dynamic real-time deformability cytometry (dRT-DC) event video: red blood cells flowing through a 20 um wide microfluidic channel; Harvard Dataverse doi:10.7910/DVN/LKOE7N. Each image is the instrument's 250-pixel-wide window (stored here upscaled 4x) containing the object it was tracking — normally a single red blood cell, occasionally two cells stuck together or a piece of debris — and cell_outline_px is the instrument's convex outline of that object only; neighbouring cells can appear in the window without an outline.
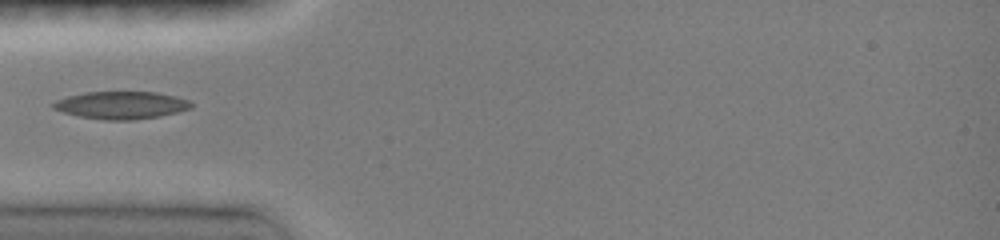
{"species": "common noctule bat (a hibernating species)", "species_latin": "Nyctalus noctula", "temperature_condition": "room temperature", "stored_images_in_passage": 43, "camera_frame_rate_fps": 3000, "um_per_image_px": 0.085, "animal": {"sex": "female", "body_mass_g": 19.0, "forearm_length_mm": 51.5}, "frame": {"image": 1, "passage_image": 1, "time_ms": 0.0, "image_size_px": [1000, 240], "cell_outline_px": [[192, 108], [160, 116], [132, 120], [104, 120], [80, 116], [64, 112], [52, 108], [48, 104], [56, 100], [68, 96], [84, 92], [156, 92], [176, 96], [188, 100], [192, 104]], "centroid_in_image_um": [10.28, 8.93], "position_along_channel_um": 74.7, "area_um2": 22.14}}
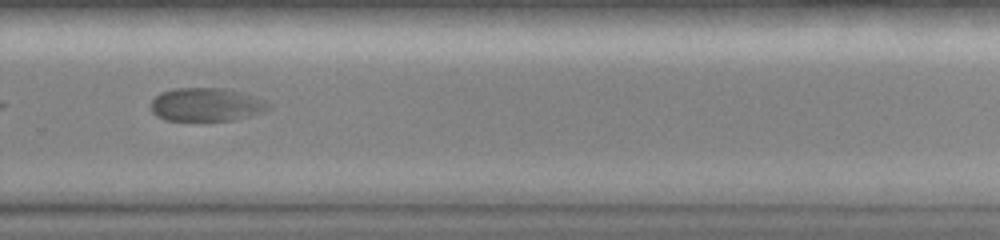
{"frame": {"image": 2, "passage_image": 26, "time_ms": 6.0, "image_size_px": [1000, 240], "cell_outline_px": [[272, 108], [264, 112], [232, 120], [164, 120], [156, 116], [152, 112], [152, 100], [160, 92], [176, 88], [224, 88], [256, 96], [272, 104]], "centroid_in_image_um": [17.57, 8.88], "position_along_channel_um": 312.2, "area_um2": 22.95}}